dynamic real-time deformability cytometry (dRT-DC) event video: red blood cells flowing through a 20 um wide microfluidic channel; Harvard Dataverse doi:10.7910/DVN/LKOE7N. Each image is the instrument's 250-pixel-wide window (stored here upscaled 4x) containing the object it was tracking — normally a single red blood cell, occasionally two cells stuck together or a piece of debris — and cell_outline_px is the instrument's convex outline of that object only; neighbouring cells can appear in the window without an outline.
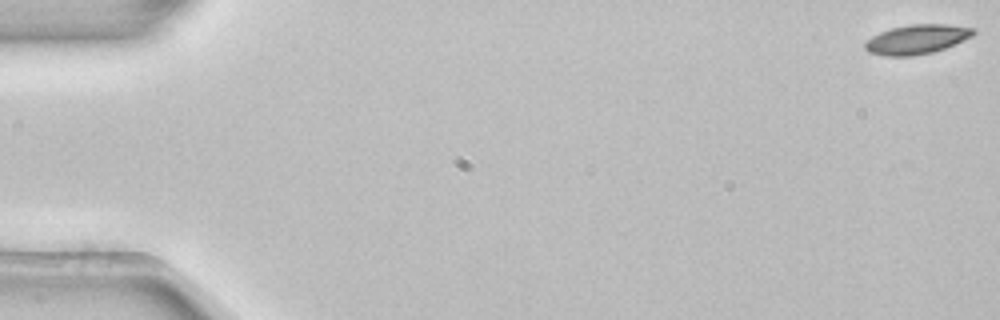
{"species": "common noctule bat (a hibernating species)", "species_latin": "Nyctalus noctula", "temperature_condition": "room temperature", "stored_images_in_passage": 54, "camera_frame_rate_fps": 3000, "um_per_image_px": 0.085, "animal": {"sex": "female", "body_mass_g": 22.7, "forearm_length_mm": 54.2}, "frame": {"image": 1, "passage_image": 1, "time_ms": 0.0, "image_size_px": [1000, 320], "cell_outline_px": [[976, 32], [972, 36], [964, 40], [944, 48], [932, 52], [912, 56], [884, 56], [868, 52], [864, 48], [864, 44], [872, 36], [880, 32], [892, 28], [912, 24], [944, 24], [976, 28]], "centroid_in_image_um": [77.93, 3.34], "position_along_channel_um": 7.1, "area_um2": 18.5}}
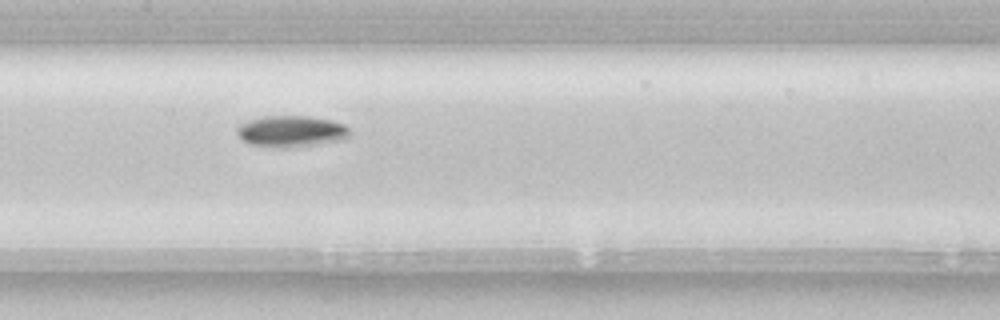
{"frame": {"image": 2, "passage_image": 27, "time_ms": 8.667, "image_size_px": [1000, 320], "cell_outline_px": [[348, 136], [344, 140], [292, 148], [284, 148], [248, 144], [236, 132], [236, 128], [240, 124], [248, 120], [264, 116], [308, 116], [332, 120], [344, 124], [348, 128]], "centroid_in_image_um": [24.75, 11.16], "position_along_channel_um": 182.6, "area_um2": 20.69}}
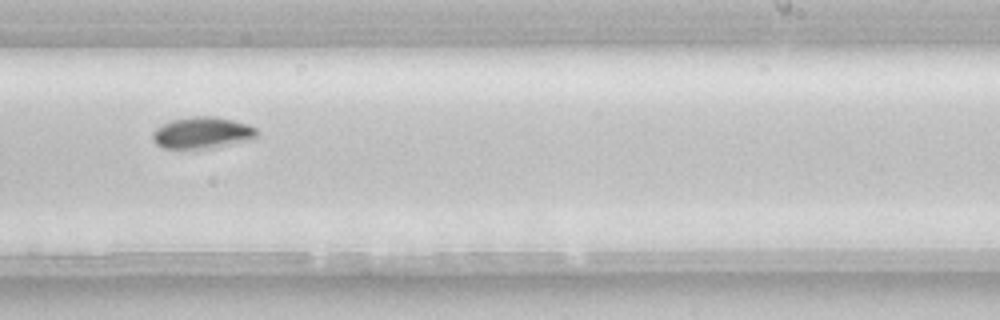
{"frame": {"image": 3, "passage_image": 34, "time_ms": 11.0, "image_size_px": [1000, 320], "cell_outline_px": [[256, 140], [212, 148], [160, 148], [152, 140], [152, 132], [156, 128], [172, 120], [192, 116], [216, 116], [248, 124], [256, 128]], "centroid_in_image_um": [17.21, 11.3], "position_along_channel_um": 271.8, "area_um2": 19.42}, "authors_computed_cell_mechanics": {"area_um2": 18.496, "velocity_mm_per_s": 3.8502, "shape_relaxation_time_tau1_ms": 2.6978, "shape_relaxation_time_tau2_ms": null, "deformation_change_tau1": 0.1232, "deformation_change_tau2": null}}